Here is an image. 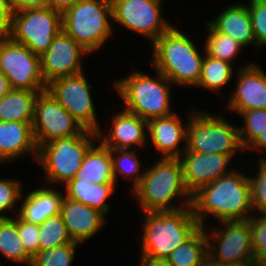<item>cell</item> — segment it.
<instances>
[{"mask_svg": "<svg viewBox=\"0 0 266 266\" xmlns=\"http://www.w3.org/2000/svg\"><path fill=\"white\" fill-rule=\"evenodd\" d=\"M152 65L154 70L167 77L175 86L196 87L201 76L204 53L197 44L172 26L152 44Z\"/></svg>", "mask_w": 266, "mask_h": 266, "instance_id": "3957f363", "label": "cell"}, {"mask_svg": "<svg viewBox=\"0 0 266 266\" xmlns=\"http://www.w3.org/2000/svg\"><path fill=\"white\" fill-rule=\"evenodd\" d=\"M260 215V216H259ZM255 260L266 252V214L254 213L248 219Z\"/></svg>", "mask_w": 266, "mask_h": 266, "instance_id": "74e56055", "label": "cell"}, {"mask_svg": "<svg viewBox=\"0 0 266 266\" xmlns=\"http://www.w3.org/2000/svg\"><path fill=\"white\" fill-rule=\"evenodd\" d=\"M240 116L244 125L238 126L239 141L245 151L266 130V109L243 111Z\"/></svg>", "mask_w": 266, "mask_h": 266, "instance_id": "d6a6232c", "label": "cell"}, {"mask_svg": "<svg viewBox=\"0 0 266 266\" xmlns=\"http://www.w3.org/2000/svg\"><path fill=\"white\" fill-rule=\"evenodd\" d=\"M113 22L122 25L151 44L173 25L162 16V0H111Z\"/></svg>", "mask_w": 266, "mask_h": 266, "instance_id": "7c38bea8", "label": "cell"}, {"mask_svg": "<svg viewBox=\"0 0 266 266\" xmlns=\"http://www.w3.org/2000/svg\"><path fill=\"white\" fill-rule=\"evenodd\" d=\"M112 20L111 0H80L62 14V28L92 54L112 36Z\"/></svg>", "mask_w": 266, "mask_h": 266, "instance_id": "8992f818", "label": "cell"}, {"mask_svg": "<svg viewBox=\"0 0 266 266\" xmlns=\"http://www.w3.org/2000/svg\"><path fill=\"white\" fill-rule=\"evenodd\" d=\"M80 0H49L48 7L63 14Z\"/></svg>", "mask_w": 266, "mask_h": 266, "instance_id": "b9f144b4", "label": "cell"}, {"mask_svg": "<svg viewBox=\"0 0 266 266\" xmlns=\"http://www.w3.org/2000/svg\"><path fill=\"white\" fill-rule=\"evenodd\" d=\"M143 214L140 256L167 259L201 227L193 215L192 207Z\"/></svg>", "mask_w": 266, "mask_h": 266, "instance_id": "5b68a950", "label": "cell"}, {"mask_svg": "<svg viewBox=\"0 0 266 266\" xmlns=\"http://www.w3.org/2000/svg\"><path fill=\"white\" fill-rule=\"evenodd\" d=\"M207 239L200 227L188 240L179 245L167 258L171 266H203L207 257Z\"/></svg>", "mask_w": 266, "mask_h": 266, "instance_id": "4316f807", "label": "cell"}, {"mask_svg": "<svg viewBox=\"0 0 266 266\" xmlns=\"http://www.w3.org/2000/svg\"><path fill=\"white\" fill-rule=\"evenodd\" d=\"M220 224L211 226L212 230L204 227L208 256L221 262H255L249 221H221Z\"/></svg>", "mask_w": 266, "mask_h": 266, "instance_id": "4fadbf2b", "label": "cell"}, {"mask_svg": "<svg viewBox=\"0 0 266 266\" xmlns=\"http://www.w3.org/2000/svg\"><path fill=\"white\" fill-rule=\"evenodd\" d=\"M88 52L63 30L51 46L40 56L44 80L72 76L84 72L83 58Z\"/></svg>", "mask_w": 266, "mask_h": 266, "instance_id": "9a60e30c", "label": "cell"}, {"mask_svg": "<svg viewBox=\"0 0 266 266\" xmlns=\"http://www.w3.org/2000/svg\"><path fill=\"white\" fill-rule=\"evenodd\" d=\"M63 30L62 14L50 7L28 8L12 13L8 37L41 56Z\"/></svg>", "mask_w": 266, "mask_h": 266, "instance_id": "9c48e42d", "label": "cell"}, {"mask_svg": "<svg viewBox=\"0 0 266 266\" xmlns=\"http://www.w3.org/2000/svg\"><path fill=\"white\" fill-rule=\"evenodd\" d=\"M22 189L23 186L20 184L19 180H16L15 178H0V218H10V216H7L5 213L9 211L18 215L17 211H19V207L16 205L17 203H20L21 195L23 193Z\"/></svg>", "mask_w": 266, "mask_h": 266, "instance_id": "d590c367", "label": "cell"}, {"mask_svg": "<svg viewBox=\"0 0 266 266\" xmlns=\"http://www.w3.org/2000/svg\"><path fill=\"white\" fill-rule=\"evenodd\" d=\"M193 111L187 114L188 121L185 124L181 116H178L179 113L175 112L148 121L147 140H150L155 150L161 153V158L178 159L186 150L187 126ZM182 142L184 147H181V150L179 147Z\"/></svg>", "mask_w": 266, "mask_h": 266, "instance_id": "ac0fdd59", "label": "cell"}, {"mask_svg": "<svg viewBox=\"0 0 266 266\" xmlns=\"http://www.w3.org/2000/svg\"><path fill=\"white\" fill-rule=\"evenodd\" d=\"M155 78L142 71H132L114 83L115 90L123 100L124 110L149 121L154 118L172 115V82L155 70ZM157 78V79H156ZM170 85H172L170 87Z\"/></svg>", "mask_w": 266, "mask_h": 266, "instance_id": "277c9868", "label": "cell"}, {"mask_svg": "<svg viewBox=\"0 0 266 266\" xmlns=\"http://www.w3.org/2000/svg\"><path fill=\"white\" fill-rule=\"evenodd\" d=\"M12 12L21 11L28 8L48 7L49 0H7Z\"/></svg>", "mask_w": 266, "mask_h": 266, "instance_id": "60d3db41", "label": "cell"}, {"mask_svg": "<svg viewBox=\"0 0 266 266\" xmlns=\"http://www.w3.org/2000/svg\"><path fill=\"white\" fill-rule=\"evenodd\" d=\"M143 171L141 183L131 192L143 212L175 211L191 207L192 195L185 187L179 159L159 157L156 163L147 169L145 167ZM174 202L181 205L176 206Z\"/></svg>", "mask_w": 266, "mask_h": 266, "instance_id": "7a4b0ae2", "label": "cell"}, {"mask_svg": "<svg viewBox=\"0 0 266 266\" xmlns=\"http://www.w3.org/2000/svg\"><path fill=\"white\" fill-rule=\"evenodd\" d=\"M252 150L253 152L257 150V153H262L261 151H265L266 153V130L246 149L247 152H251Z\"/></svg>", "mask_w": 266, "mask_h": 266, "instance_id": "ee69618b", "label": "cell"}, {"mask_svg": "<svg viewBox=\"0 0 266 266\" xmlns=\"http://www.w3.org/2000/svg\"><path fill=\"white\" fill-rule=\"evenodd\" d=\"M41 92L11 89L0 98V121L33 122L35 101Z\"/></svg>", "mask_w": 266, "mask_h": 266, "instance_id": "484cf974", "label": "cell"}, {"mask_svg": "<svg viewBox=\"0 0 266 266\" xmlns=\"http://www.w3.org/2000/svg\"><path fill=\"white\" fill-rule=\"evenodd\" d=\"M85 73L63 76L51 80L46 90L52 97L63 106L81 125L88 131L97 132L102 128L99 126L95 104L91 93V85Z\"/></svg>", "mask_w": 266, "mask_h": 266, "instance_id": "8fae6325", "label": "cell"}, {"mask_svg": "<svg viewBox=\"0 0 266 266\" xmlns=\"http://www.w3.org/2000/svg\"><path fill=\"white\" fill-rule=\"evenodd\" d=\"M137 151L133 149H110L114 179L117 182L120 175L125 180L129 178L132 181L131 192L141 183L144 176Z\"/></svg>", "mask_w": 266, "mask_h": 266, "instance_id": "f546056e", "label": "cell"}, {"mask_svg": "<svg viewBox=\"0 0 266 266\" xmlns=\"http://www.w3.org/2000/svg\"><path fill=\"white\" fill-rule=\"evenodd\" d=\"M247 6L251 16L255 43L262 48L266 46V0H250Z\"/></svg>", "mask_w": 266, "mask_h": 266, "instance_id": "8d00e7d4", "label": "cell"}, {"mask_svg": "<svg viewBox=\"0 0 266 266\" xmlns=\"http://www.w3.org/2000/svg\"><path fill=\"white\" fill-rule=\"evenodd\" d=\"M238 69L235 71L238 74L235 75L237 82L234 92L224 103L226 110L239 115L247 110L266 109V71L255 62Z\"/></svg>", "mask_w": 266, "mask_h": 266, "instance_id": "2e32d148", "label": "cell"}, {"mask_svg": "<svg viewBox=\"0 0 266 266\" xmlns=\"http://www.w3.org/2000/svg\"><path fill=\"white\" fill-rule=\"evenodd\" d=\"M139 260V266H171L167 259L162 258L141 256Z\"/></svg>", "mask_w": 266, "mask_h": 266, "instance_id": "7bdbcfd3", "label": "cell"}, {"mask_svg": "<svg viewBox=\"0 0 266 266\" xmlns=\"http://www.w3.org/2000/svg\"><path fill=\"white\" fill-rule=\"evenodd\" d=\"M256 266H266V252L262 253L257 259H256Z\"/></svg>", "mask_w": 266, "mask_h": 266, "instance_id": "7dc6e473", "label": "cell"}, {"mask_svg": "<svg viewBox=\"0 0 266 266\" xmlns=\"http://www.w3.org/2000/svg\"><path fill=\"white\" fill-rule=\"evenodd\" d=\"M12 13L7 0H0V37H8L11 29Z\"/></svg>", "mask_w": 266, "mask_h": 266, "instance_id": "ab89813d", "label": "cell"}, {"mask_svg": "<svg viewBox=\"0 0 266 266\" xmlns=\"http://www.w3.org/2000/svg\"><path fill=\"white\" fill-rule=\"evenodd\" d=\"M78 245L81 244L73 241L64 246L39 251L33 257L31 266H71Z\"/></svg>", "mask_w": 266, "mask_h": 266, "instance_id": "836d02e7", "label": "cell"}, {"mask_svg": "<svg viewBox=\"0 0 266 266\" xmlns=\"http://www.w3.org/2000/svg\"><path fill=\"white\" fill-rule=\"evenodd\" d=\"M26 154L33 155L37 161L38 148L32 133V122L0 121V164L14 162Z\"/></svg>", "mask_w": 266, "mask_h": 266, "instance_id": "44dd1931", "label": "cell"}, {"mask_svg": "<svg viewBox=\"0 0 266 266\" xmlns=\"http://www.w3.org/2000/svg\"><path fill=\"white\" fill-rule=\"evenodd\" d=\"M98 141L94 131L83 130L79 135L60 138L38 148L37 164L41 165L47 184L65 185L74 179L89 148Z\"/></svg>", "mask_w": 266, "mask_h": 266, "instance_id": "52a82bcc", "label": "cell"}, {"mask_svg": "<svg viewBox=\"0 0 266 266\" xmlns=\"http://www.w3.org/2000/svg\"><path fill=\"white\" fill-rule=\"evenodd\" d=\"M233 65L223 60L213 58L205 53L201 76L196 85L213 93H220L219 90L229 84L233 78Z\"/></svg>", "mask_w": 266, "mask_h": 266, "instance_id": "f1b7e54d", "label": "cell"}, {"mask_svg": "<svg viewBox=\"0 0 266 266\" xmlns=\"http://www.w3.org/2000/svg\"><path fill=\"white\" fill-rule=\"evenodd\" d=\"M185 187L192 195L199 188L230 173L232 158L220 153H197L185 150L178 158Z\"/></svg>", "mask_w": 266, "mask_h": 266, "instance_id": "e0dca14e", "label": "cell"}, {"mask_svg": "<svg viewBox=\"0 0 266 266\" xmlns=\"http://www.w3.org/2000/svg\"><path fill=\"white\" fill-rule=\"evenodd\" d=\"M192 194V211L201 227L206 216L221 221H245L254 214L251 205L250 182L245 173L234 168ZM253 212V213H252Z\"/></svg>", "mask_w": 266, "mask_h": 266, "instance_id": "6da1fadb", "label": "cell"}, {"mask_svg": "<svg viewBox=\"0 0 266 266\" xmlns=\"http://www.w3.org/2000/svg\"><path fill=\"white\" fill-rule=\"evenodd\" d=\"M205 265L206 266H256V262H240V263L221 262L218 260H214L207 255Z\"/></svg>", "mask_w": 266, "mask_h": 266, "instance_id": "f6af8a7d", "label": "cell"}, {"mask_svg": "<svg viewBox=\"0 0 266 266\" xmlns=\"http://www.w3.org/2000/svg\"><path fill=\"white\" fill-rule=\"evenodd\" d=\"M186 150L227 154L232 159L238 155L239 150L244 151L239 141L237 126L220 114H211L198 109H195L189 118Z\"/></svg>", "mask_w": 266, "mask_h": 266, "instance_id": "ba28073f", "label": "cell"}, {"mask_svg": "<svg viewBox=\"0 0 266 266\" xmlns=\"http://www.w3.org/2000/svg\"><path fill=\"white\" fill-rule=\"evenodd\" d=\"M73 242L61 215L49 217L39 224V251Z\"/></svg>", "mask_w": 266, "mask_h": 266, "instance_id": "1f68e13d", "label": "cell"}, {"mask_svg": "<svg viewBox=\"0 0 266 266\" xmlns=\"http://www.w3.org/2000/svg\"><path fill=\"white\" fill-rule=\"evenodd\" d=\"M11 90L9 81L5 74L0 70V98L7 95Z\"/></svg>", "mask_w": 266, "mask_h": 266, "instance_id": "bcb514c9", "label": "cell"}, {"mask_svg": "<svg viewBox=\"0 0 266 266\" xmlns=\"http://www.w3.org/2000/svg\"><path fill=\"white\" fill-rule=\"evenodd\" d=\"M60 215L72 240L85 243L106 226V216L100 211L64 196Z\"/></svg>", "mask_w": 266, "mask_h": 266, "instance_id": "ffe728a7", "label": "cell"}, {"mask_svg": "<svg viewBox=\"0 0 266 266\" xmlns=\"http://www.w3.org/2000/svg\"><path fill=\"white\" fill-rule=\"evenodd\" d=\"M0 254L8 261L31 266L32 257L25 250L17 224L10 218H0Z\"/></svg>", "mask_w": 266, "mask_h": 266, "instance_id": "83f0119b", "label": "cell"}, {"mask_svg": "<svg viewBox=\"0 0 266 266\" xmlns=\"http://www.w3.org/2000/svg\"><path fill=\"white\" fill-rule=\"evenodd\" d=\"M84 129L47 91L38 94L32 122L37 148L55 139L79 135Z\"/></svg>", "mask_w": 266, "mask_h": 266, "instance_id": "5bb4252c", "label": "cell"}, {"mask_svg": "<svg viewBox=\"0 0 266 266\" xmlns=\"http://www.w3.org/2000/svg\"><path fill=\"white\" fill-rule=\"evenodd\" d=\"M208 33L205 39V53L213 58H217L233 63V59L239 55L242 48H245L229 35L218 32L208 21L206 22Z\"/></svg>", "mask_w": 266, "mask_h": 266, "instance_id": "4dcf8cb0", "label": "cell"}, {"mask_svg": "<svg viewBox=\"0 0 266 266\" xmlns=\"http://www.w3.org/2000/svg\"><path fill=\"white\" fill-rule=\"evenodd\" d=\"M260 158V159H259ZM257 174L248 176L250 182L251 205L253 211L266 214V157H258Z\"/></svg>", "mask_w": 266, "mask_h": 266, "instance_id": "e575fe53", "label": "cell"}, {"mask_svg": "<svg viewBox=\"0 0 266 266\" xmlns=\"http://www.w3.org/2000/svg\"><path fill=\"white\" fill-rule=\"evenodd\" d=\"M0 70L11 89L46 90L48 83L43 77L41 57L9 37H0Z\"/></svg>", "mask_w": 266, "mask_h": 266, "instance_id": "30bf717a", "label": "cell"}, {"mask_svg": "<svg viewBox=\"0 0 266 266\" xmlns=\"http://www.w3.org/2000/svg\"><path fill=\"white\" fill-rule=\"evenodd\" d=\"M218 32L229 35L244 47L254 46L255 51L260 48L255 43L252 30L251 16L247 5L231 4L222 9L216 17L208 21Z\"/></svg>", "mask_w": 266, "mask_h": 266, "instance_id": "603a6c76", "label": "cell"}, {"mask_svg": "<svg viewBox=\"0 0 266 266\" xmlns=\"http://www.w3.org/2000/svg\"><path fill=\"white\" fill-rule=\"evenodd\" d=\"M86 152L82 165L74 179H81L95 184L116 183L113 176L110 149L100 141Z\"/></svg>", "mask_w": 266, "mask_h": 266, "instance_id": "d4e9b609", "label": "cell"}, {"mask_svg": "<svg viewBox=\"0 0 266 266\" xmlns=\"http://www.w3.org/2000/svg\"><path fill=\"white\" fill-rule=\"evenodd\" d=\"M116 185V183L95 184L81 179H71L65 184L64 196L100 211L108 219L110 206L107 200L114 193Z\"/></svg>", "mask_w": 266, "mask_h": 266, "instance_id": "cb8c5ba5", "label": "cell"}, {"mask_svg": "<svg viewBox=\"0 0 266 266\" xmlns=\"http://www.w3.org/2000/svg\"><path fill=\"white\" fill-rule=\"evenodd\" d=\"M36 188L28 193L23 198L21 195L22 203L20 201V207L18 216L28 223L41 224L49 217H54L60 214L61 203L64 198V194L48 186Z\"/></svg>", "mask_w": 266, "mask_h": 266, "instance_id": "7402d4cb", "label": "cell"}, {"mask_svg": "<svg viewBox=\"0 0 266 266\" xmlns=\"http://www.w3.org/2000/svg\"><path fill=\"white\" fill-rule=\"evenodd\" d=\"M111 129L108 135L103 136L101 129L98 131V141L109 149H130L138 150V147L148 144L147 131L148 121L121 110L114 114L111 120ZM137 146V147H136Z\"/></svg>", "mask_w": 266, "mask_h": 266, "instance_id": "d6986e66", "label": "cell"}, {"mask_svg": "<svg viewBox=\"0 0 266 266\" xmlns=\"http://www.w3.org/2000/svg\"><path fill=\"white\" fill-rule=\"evenodd\" d=\"M27 253L33 258L39 252V224L28 223L18 215L12 218Z\"/></svg>", "mask_w": 266, "mask_h": 266, "instance_id": "f35d334b", "label": "cell"}]
</instances>
